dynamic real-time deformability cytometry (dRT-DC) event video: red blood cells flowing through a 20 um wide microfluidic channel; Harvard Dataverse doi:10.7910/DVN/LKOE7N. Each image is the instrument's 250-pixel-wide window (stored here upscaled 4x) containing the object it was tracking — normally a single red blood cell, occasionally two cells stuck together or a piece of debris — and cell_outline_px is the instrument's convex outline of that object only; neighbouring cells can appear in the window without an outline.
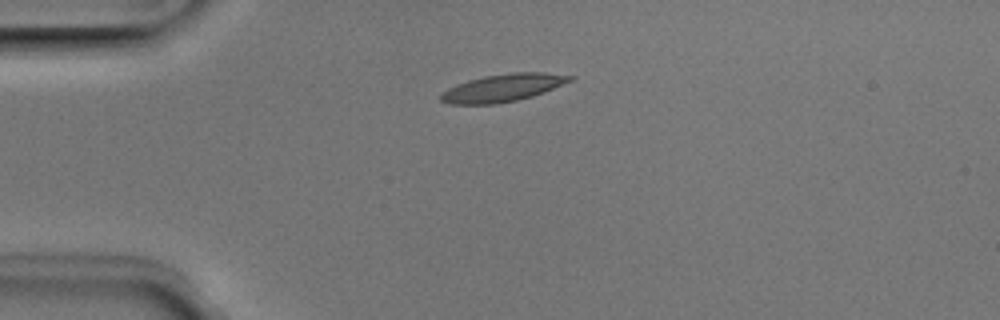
{"species": "Egyptian fruit bat (a non-hibernating species)", "species_latin": "Rousettus aegyptiacus", "temperature_condition": "room temperature", "stored_images_in_passage": 5, "camera_frame_rate_fps": 3000, "um_per_image_px": 0.085, "animal": {"sex": "male"}, "frame": {"image": 1, "passage_image": 1, "time_ms": 0.0, "image_size_px": [1000, 320], "cell_outline_px": [[576, 80], [544, 92], [532, 96], [516, 100], [492, 104], [452, 104], [440, 100], [440, 92], [456, 84], [468, 80], [484, 76], [512, 72], [544, 72], [576, 76]], "centroid_in_image_um": [42.79, 7.45], "position_along_channel_um": 42.2, "area_um2": 20.92}}
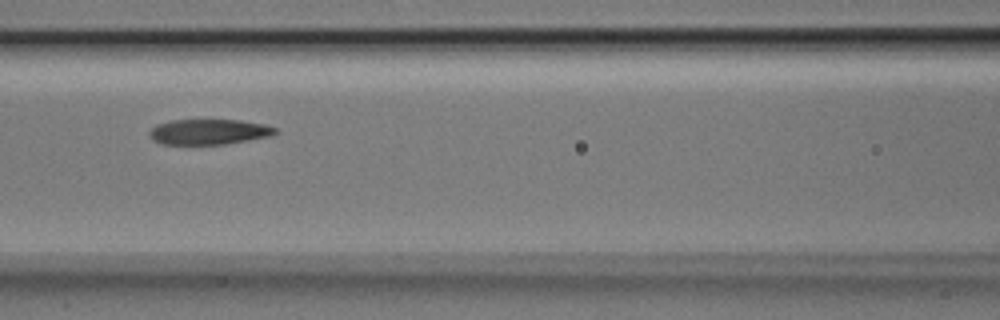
{"frame": {"image": 2, "passage_image": 4, "time_ms": 1.0, "image_size_px": [1000, 320], "cell_outline_px": [[276, 132], [268, 136], [248, 140], [224, 144], [160, 144], [152, 140], [148, 136], [148, 132], [156, 124], [172, 120], [240, 120], [264, 124], [276, 128]], "centroid_in_image_um": [17.68, 11.2], "position_along_channel_um": 148.9, "area_um2": 18.55}}
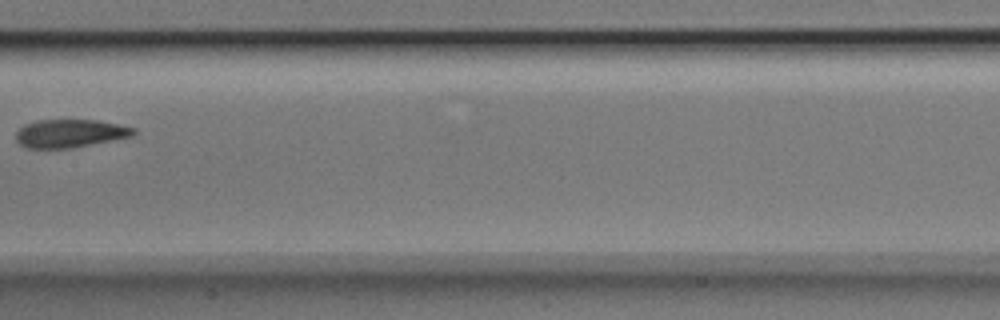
{"frame": {"image": 3, "passage_image": 5, "time_ms": 1.333, "image_size_px": [1000, 320], "cell_outline_px": [[136, 132], [132, 136], [72, 148], [24, 148], [16, 140], [16, 132], [24, 124], [36, 120], [96, 120], [136, 128]], "centroid_in_image_um": [5.92, 11.34], "position_along_channel_um": 201.5, "area_um2": 19.25}}